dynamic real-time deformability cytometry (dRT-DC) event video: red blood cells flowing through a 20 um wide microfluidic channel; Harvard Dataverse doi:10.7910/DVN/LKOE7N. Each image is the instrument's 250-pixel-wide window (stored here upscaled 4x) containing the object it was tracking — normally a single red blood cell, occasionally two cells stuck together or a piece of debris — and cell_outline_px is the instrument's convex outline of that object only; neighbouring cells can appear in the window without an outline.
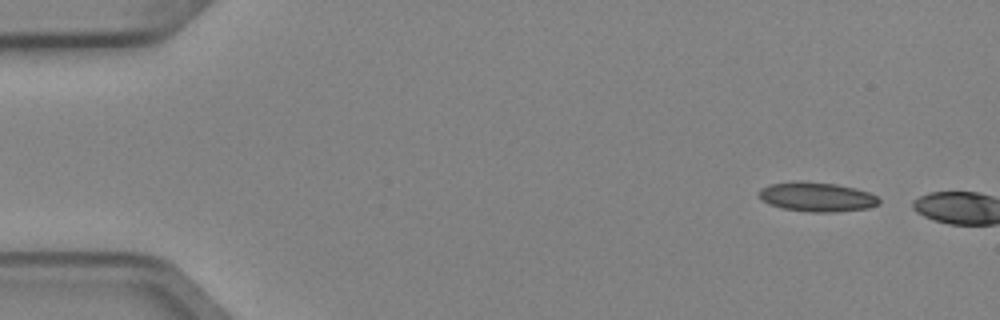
{"species": "Egyptian fruit bat (a non-hibernating species)", "species_latin": "Rousettus aegyptiacus", "temperature_condition": "cold", "stored_images_in_passage": 2, "camera_frame_rate_fps": 3000, "um_per_image_px": 0.085, "animal": {"sex": "female"}, "frame": {"image": 1, "passage_image": 1, "time_ms": 0.0, "image_size_px": [1000, 320], "cell_outline_px": [[880, 204], [868, 208], [832, 212], [808, 212], [784, 208], [768, 204], [756, 192], [760, 188], [768, 184], [796, 180], [800, 180], [836, 184], [856, 188], [868, 192], [876, 196], [880, 200]], "centroid_in_image_um": [69.4, 16.72], "position_along_channel_um": 15.6, "area_um2": 20.75}}